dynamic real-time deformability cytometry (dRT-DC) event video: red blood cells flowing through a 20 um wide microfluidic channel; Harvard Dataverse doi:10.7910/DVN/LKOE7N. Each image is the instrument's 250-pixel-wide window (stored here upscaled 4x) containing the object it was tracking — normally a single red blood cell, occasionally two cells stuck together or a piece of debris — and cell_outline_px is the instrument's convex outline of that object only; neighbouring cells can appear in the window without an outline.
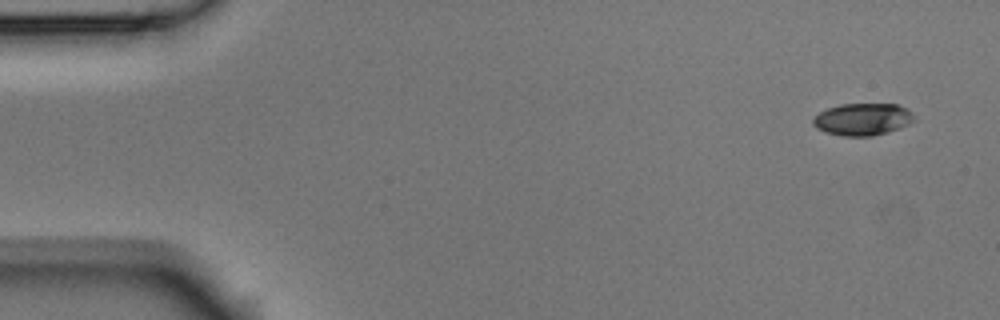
{"species": "Egyptian fruit bat (a non-hibernating species)", "species_latin": "Rousettus aegyptiacus", "temperature_condition": "room temperature", "stored_images_in_passage": 6, "camera_frame_rate_fps": 3000, "um_per_image_px": 0.085, "animal": {"sex": "male"}, "frame": {"image": 1, "passage_image": 1, "time_ms": 0.0, "image_size_px": [1000, 320], "cell_outline_px": [[916, 120], [900, 128], [888, 132], [872, 136], [840, 136], [824, 132], [816, 128], [812, 124], [812, 120], [820, 112], [828, 108], [840, 104], [900, 104], [912, 112]], "centroid_in_image_um": [73.33, 10.14], "position_along_channel_um": 11.7, "area_um2": 19.13}}
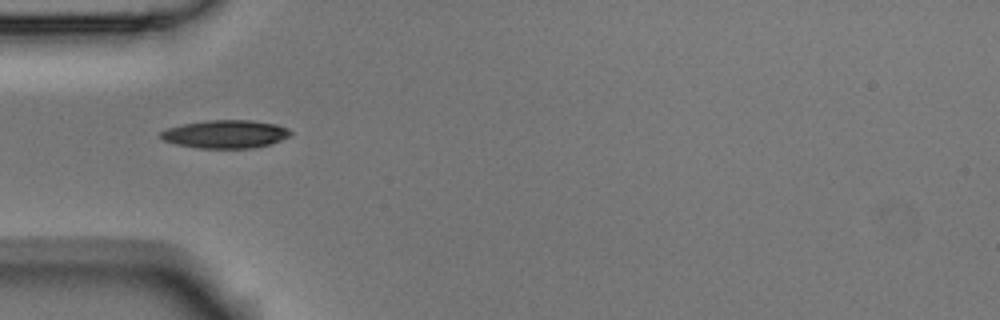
{"frame": {"image": 2, "passage_image": 5, "time_ms": 1.333, "image_size_px": [1000, 320], "cell_outline_px": [[292, 136], [268, 144], [252, 148], [200, 148], [176, 144], [164, 140], [160, 136], [160, 132], [168, 128], [184, 124], [208, 120], [252, 120], [276, 124], [288, 128], [292, 132]], "centroid_in_image_um": [19.2, 11.39], "position_along_channel_um": 65.8, "area_um2": 21.15}}
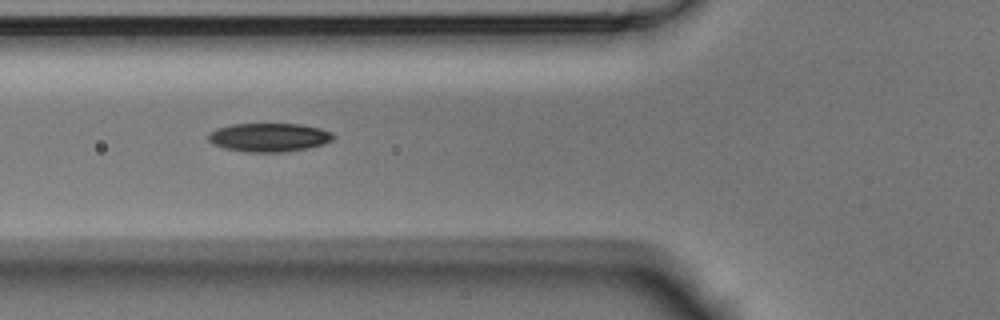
{"frame": {"image": 3, "passage_image": 6, "time_ms": 1.667, "image_size_px": [1000, 320], "cell_outline_px": [[336, 136], [332, 140], [324, 144], [284, 152], [244, 152], [224, 148], [212, 144], [208, 140], [208, 132], [216, 128], [232, 124], [300, 124], [320, 128], [332, 132]], "centroid_in_image_um": [22.84, 11.67], "position_along_channel_um": 103.0, "area_um2": 20.98}}